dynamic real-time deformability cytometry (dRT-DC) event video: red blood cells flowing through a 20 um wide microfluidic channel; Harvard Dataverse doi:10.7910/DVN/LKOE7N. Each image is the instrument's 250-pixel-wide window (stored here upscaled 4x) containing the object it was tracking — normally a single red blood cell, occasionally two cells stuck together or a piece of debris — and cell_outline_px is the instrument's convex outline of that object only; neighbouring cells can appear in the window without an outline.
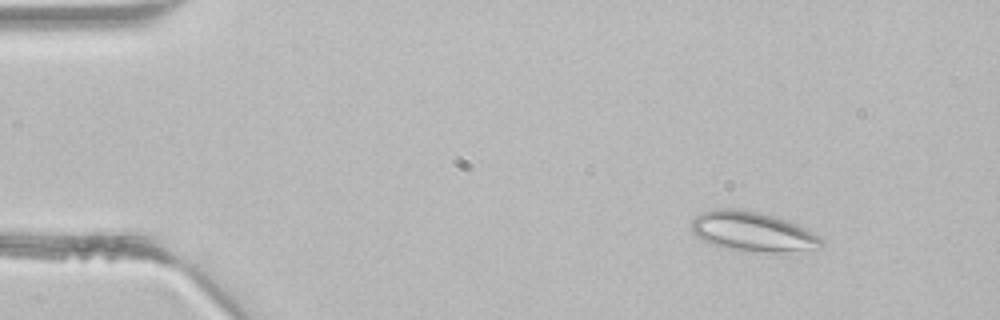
{"species": "common noctule bat (a hibernating species)", "species_latin": "Nyctalus noctula", "temperature_condition": "room temperature", "stored_images_in_passage": 3, "camera_frame_rate_fps": 3000, "um_per_image_px": 0.085, "animal": {"sex": "male", "body_mass_g": 21.5, "forearm_length_mm": 52.0}, "frame": {"image": 1, "passage_image": 1, "time_ms": 0.0, "image_size_px": [1000, 320], "cell_outline_px": [[824, 244], [820, 248], [788, 256], [780, 256], [744, 252], [712, 244], [696, 236], [692, 232], [692, 220], [700, 212], [712, 208], [732, 208], [756, 212], [776, 216], [788, 220], [808, 228], [820, 236], [824, 240]], "centroid_in_image_um": [64.12, 19.76], "position_along_channel_um": 20.9, "area_um2": 31.73}}